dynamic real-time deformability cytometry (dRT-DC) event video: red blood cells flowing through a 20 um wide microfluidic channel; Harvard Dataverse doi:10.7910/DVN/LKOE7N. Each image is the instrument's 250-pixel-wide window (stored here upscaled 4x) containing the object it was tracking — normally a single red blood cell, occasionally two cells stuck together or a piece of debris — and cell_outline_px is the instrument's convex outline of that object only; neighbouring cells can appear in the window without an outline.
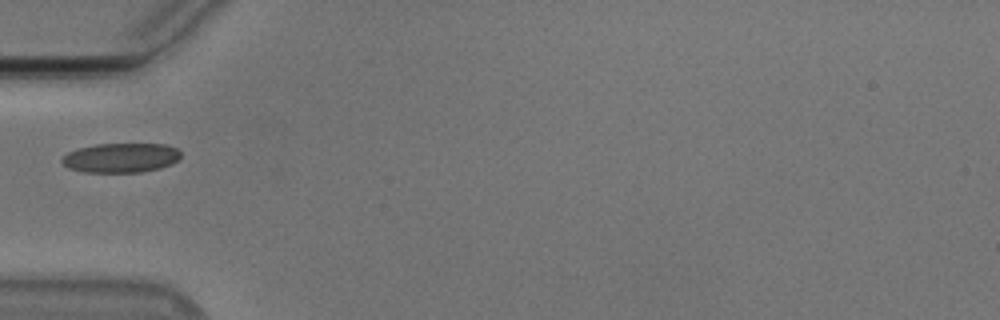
{"species": "Egyptian fruit bat (a non-hibernating species)", "species_latin": "Rousettus aegyptiacus", "temperature_condition": "cold", "stored_images_in_passage": 22, "camera_frame_rate_fps": 3000, "um_per_image_px": 0.085, "animal": {"sex": "male"}, "frame": {"image": 1, "passage_image": 1, "time_ms": 0.0, "image_size_px": [1000, 320], "cell_outline_px": [[180, 156], [172, 164], [160, 168], [140, 172], [84, 172], [68, 168], [60, 160], [68, 152], [80, 148], [96, 144], [164, 144], [176, 148], [180, 152]], "centroid_in_image_um": [10.27, 13.41], "position_along_channel_um": 74.7, "area_um2": 20.29}}